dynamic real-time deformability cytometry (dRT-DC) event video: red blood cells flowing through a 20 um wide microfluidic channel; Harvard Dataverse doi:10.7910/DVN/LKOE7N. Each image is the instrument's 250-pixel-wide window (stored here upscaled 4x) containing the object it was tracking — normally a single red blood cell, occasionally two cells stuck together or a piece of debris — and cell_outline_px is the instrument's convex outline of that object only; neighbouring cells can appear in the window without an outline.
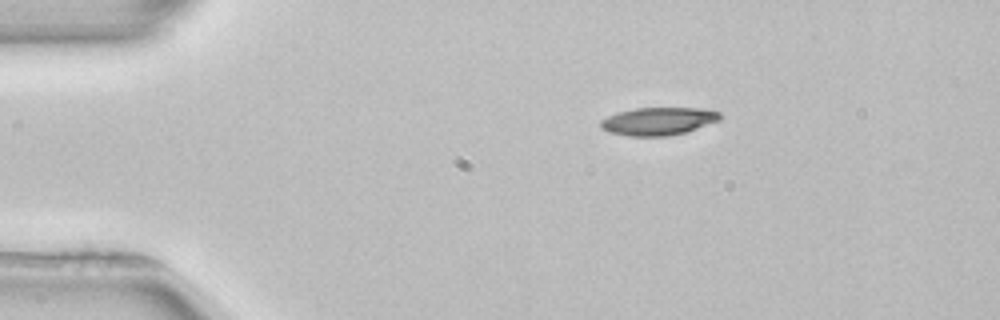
{"species": "common noctule bat (a hibernating species)", "species_latin": "Nyctalus noctula", "temperature_condition": "room temperature", "stored_images_in_passage": 44, "camera_frame_rate_fps": 3000, "um_per_image_px": 0.085, "animal": {"sex": "female", "body_mass_g": 22.7, "forearm_length_mm": 54.2}, "frame": {"image": 1, "passage_image": 1, "time_ms": 0.0, "image_size_px": [1000, 320], "cell_outline_px": [[724, 116], [720, 120], [684, 132], [668, 136], [628, 136], [608, 132], [600, 128], [600, 120], [616, 112], [636, 108], [712, 108], [720, 112]], "centroid_in_image_um": [55.97, 10.29], "position_along_channel_um": 29.0, "area_um2": 19.59}}
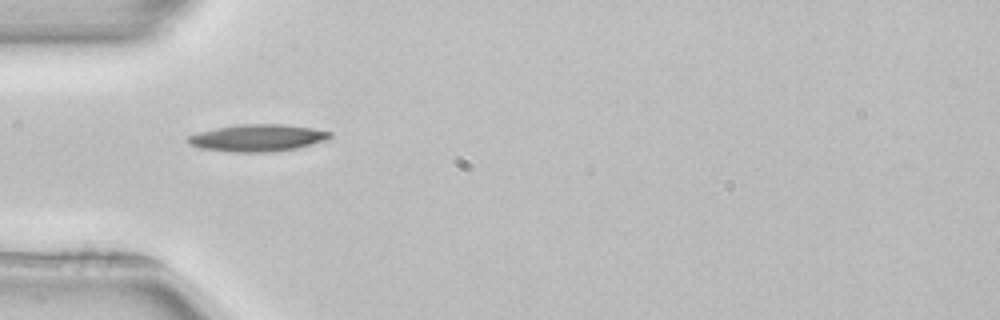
{"frame": {"image": 2, "passage_image": 8, "time_ms": 2.333, "image_size_px": [1000, 320], "cell_outline_px": [[332, 136], [328, 140], [296, 148], [268, 152], [232, 152], [200, 148], [188, 144], [184, 140], [188, 136], [200, 132], [216, 128], [240, 124], [284, 124], [312, 128], [332, 132]], "centroid_in_image_um": [21.89, 11.72], "position_along_channel_um": 63.1, "area_um2": 22.43}}
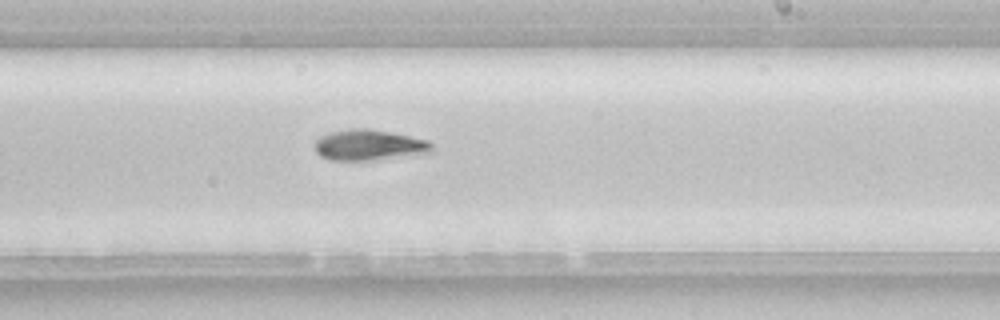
{"frame": {"image": 3, "passage_image": 23, "time_ms": 7.333, "image_size_px": [1000, 320], "cell_outline_px": [[432, 148], [428, 152], [376, 160], [332, 160], [320, 156], [316, 152], [316, 140], [320, 136], [328, 132], [356, 128], [368, 128], [428, 140], [432, 144]], "centroid_in_image_um": [31.31, 12.32], "position_along_channel_um": 257.7, "area_um2": 20.63}, "authors_computed_cell_mechanics": {"area_um2": 19.9699, "velocity_mm_per_s": 3.9337, "shape_relaxation_time_tau1_ms": 3.0055, "shape_relaxation_time_tau2_ms": null, "deformation_change_tau1": 0.1363, "deformation_change_tau2": null}}